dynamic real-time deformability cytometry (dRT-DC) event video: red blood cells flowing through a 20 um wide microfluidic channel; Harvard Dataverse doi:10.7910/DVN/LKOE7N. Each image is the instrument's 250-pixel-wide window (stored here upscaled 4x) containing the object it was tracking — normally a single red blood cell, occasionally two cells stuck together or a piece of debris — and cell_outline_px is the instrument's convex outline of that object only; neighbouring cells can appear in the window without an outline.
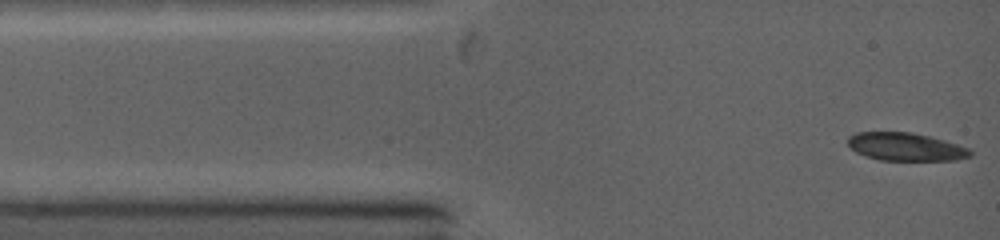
{"species": "common noctule bat (a hibernating species)", "species_latin": "Nyctalus noctula", "temperature_condition": "warm", "stored_images_in_passage": 73, "camera_frame_rate_fps": 5000, "um_per_image_px": 0.085, "animal": {"sex": "female", "body_mass_g": 19.0, "forearm_length_mm": 53.3}, "frame": {"image": 1, "passage_image": 1, "time_ms": 0.0, "image_size_px": [1000, 240], "cell_outline_px": [[972, 156], [956, 160], [880, 160], [856, 152], [848, 144], [848, 136], [856, 132], [912, 132], [944, 140], [968, 148], [972, 152]], "centroid_in_image_um": [76.99, 12.47], "position_along_channel_um": 8.0, "area_um2": 19.83}}
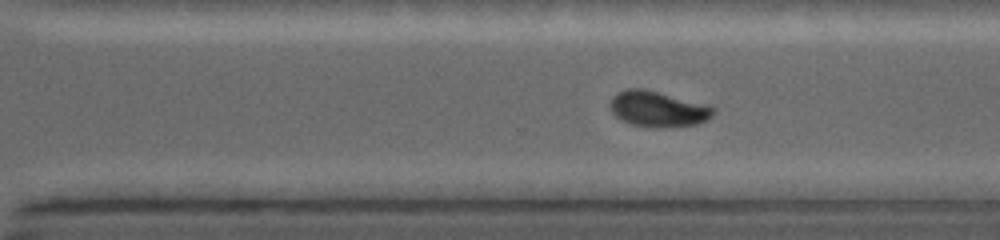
{"frame": {"image": 2, "passage_image": 42, "time_ms": 8.2, "image_size_px": [1000, 240], "cell_outline_px": [[716, 112], [708, 120], [696, 124], [672, 128], [664, 128], [632, 124], [620, 120], [608, 108], [608, 104], [612, 96], [628, 88], [640, 88], [708, 104], [716, 108]], "centroid_in_image_um": [55.94, 9.28], "position_along_channel_um": 314.7, "area_um2": 21.68}}
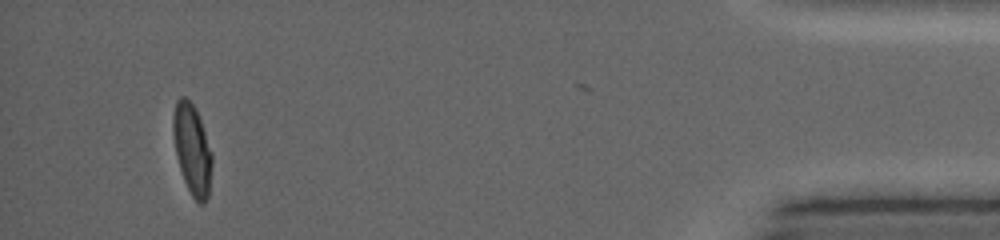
{"frame": {"image": 3, "passage_image": 64, "time_ms": 12.6, "image_size_px": [1000, 240], "cell_outline_px": [[212, 164], [208, 196], [204, 204], [200, 204], [192, 196], [184, 180], [176, 156], [172, 132], [172, 116], [176, 100], [180, 96], [184, 96], [196, 108], [212, 152]], "centroid_in_image_um": [16.32, 12.66], "position_along_channel_um": 418.9, "area_um2": 20.58}, "authors_computed_cell_mechanics": {"area_um2": 21.0392, "velocity_mm_per_s": 4.3966, "shape_relaxation_time_tau1_ms": 7.0213, "shape_relaxation_time_tau2_ms": null, "deformation_change_tau1": 0.2044, "deformation_change_tau2": null}}